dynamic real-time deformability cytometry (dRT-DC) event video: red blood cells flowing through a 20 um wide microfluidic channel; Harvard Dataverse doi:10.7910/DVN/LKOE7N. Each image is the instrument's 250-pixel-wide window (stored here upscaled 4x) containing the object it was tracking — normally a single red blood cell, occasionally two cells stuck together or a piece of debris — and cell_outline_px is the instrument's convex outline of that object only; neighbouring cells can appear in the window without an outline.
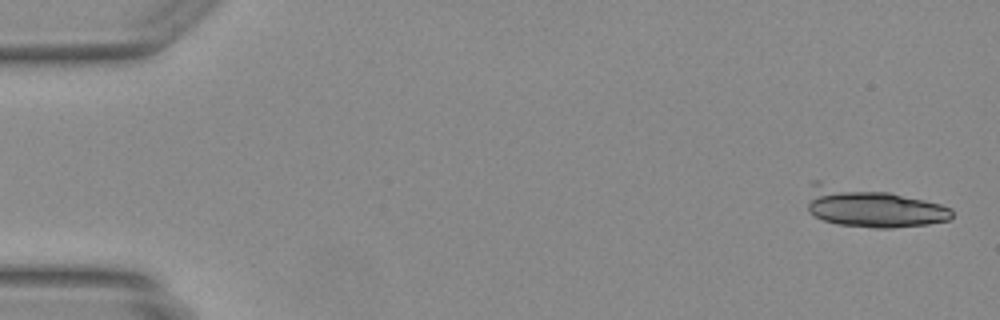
{"species": "Egyptian fruit bat (a non-hibernating species)", "species_latin": "Rousettus aegyptiacus", "temperature_condition": "warm", "stored_images_in_passage": 10, "camera_frame_rate_fps": 3000, "um_per_image_px": 0.085, "animal": {"sex": "female"}, "frame": {"image": 1, "passage_image": 1, "time_ms": 0.0, "image_size_px": [1000, 320], "cell_outline_px": [[952, 216], [948, 220], [928, 224], [892, 228], [876, 228], [836, 224], [824, 220], [808, 212], [808, 204], [812, 180], [820, 180], [888, 192], [924, 200], [940, 204], [952, 208]], "centroid_in_image_um": [74.08, 17.6], "position_along_channel_um": 10.9, "area_um2": 33.52}}